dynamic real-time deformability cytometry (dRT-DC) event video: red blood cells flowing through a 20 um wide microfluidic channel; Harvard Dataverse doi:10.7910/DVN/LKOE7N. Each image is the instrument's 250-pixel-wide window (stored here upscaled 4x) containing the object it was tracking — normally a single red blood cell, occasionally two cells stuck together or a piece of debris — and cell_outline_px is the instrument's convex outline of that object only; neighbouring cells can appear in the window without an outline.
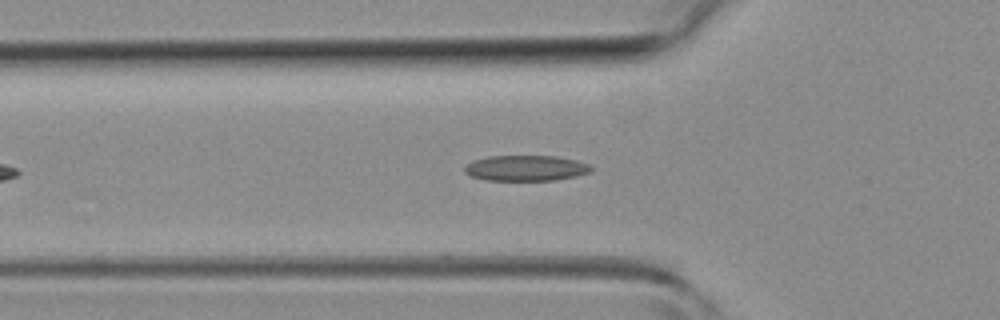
{"species": "common noctule bat (a hibernating species)", "species_latin": "Nyctalus noctula", "temperature_condition": "room temperature", "stored_images_in_passage": 34, "camera_frame_rate_fps": 3000, "um_per_image_px": 0.085, "animal": {"sex": "female", "body_mass_g": 19.3, "forearm_length_mm": 54.1}, "frame": {"image": 1, "passage_image": 3, "time_ms": 0.667, "image_size_px": [1000, 320], "cell_outline_px": [[592, 172], [576, 176], [552, 180], [484, 180], [472, 176], [464, 172], [464, 168], [472, 160], [488, 156], [556, 156], [576, 160], [588, 164], [592, 168]], "centroid_in_image_um": [44.69, 14.28], "position_along_channel_um": 81.1, "area_um2": 18.84}}
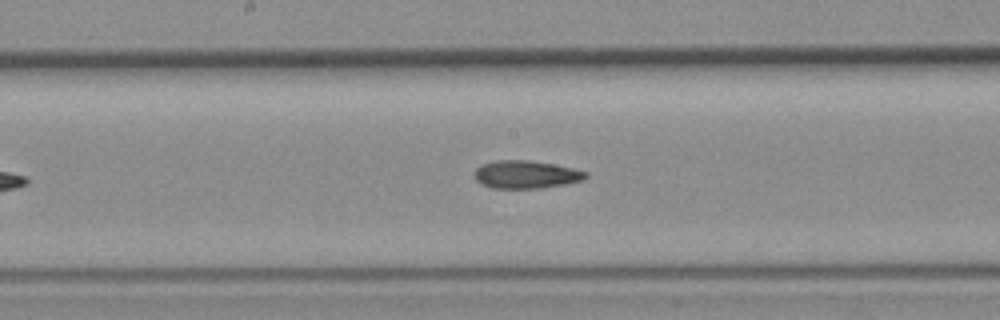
{"frame": {"image": 2, "passage_image": 11, "time_ms": 3.333, "image_size_px": [1000, 320], "cell_outline_px": [[588, 176], [584, 180], [564, 184], [540, 188], [492, 188], [480, 184], [476, 180], [472, 172], [480, 164], [496, 160], [528, 160], [552, 164], [572, 168], [588, 172]], "centroid_in_image_um": [44.66, 14.83], "position_along_channel_um": 203.5, "area_um2": 18.21}}
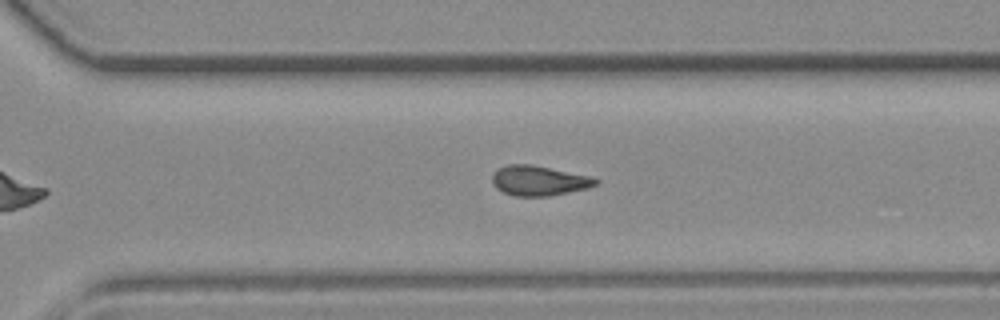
{"frame": {"image": 3, "passage_image": 19, "time_ms": 6.0, "image_size_px": [1000, 320], "cell_outline_px": [[600, 180], [596, 184], [588, 188], [548, 196], [512, 196], [496, 188], [492, 184], [492, 176], [500, 168], [508, 164], [532, 164], [592, 176]], "centroid_in_image_um": [45.82, 15.35], "position_along_channel_um": 324.8, "area_um2": 18.09}}